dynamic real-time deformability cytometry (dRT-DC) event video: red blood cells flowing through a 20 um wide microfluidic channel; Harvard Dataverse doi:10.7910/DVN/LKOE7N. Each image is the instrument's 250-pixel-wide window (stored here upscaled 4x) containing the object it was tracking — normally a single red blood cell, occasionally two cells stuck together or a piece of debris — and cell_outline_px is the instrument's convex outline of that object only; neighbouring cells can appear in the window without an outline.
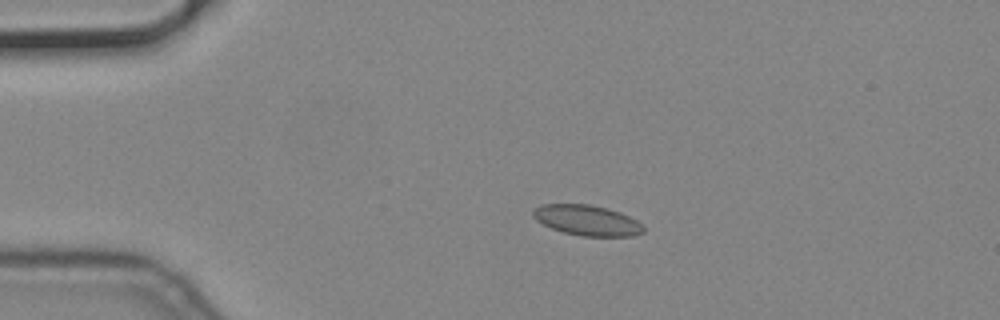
{"species": "common noctule bat (a hibernating species)", "species_latin": "Nyctalus noctula", "temperature_condition": "cold", "stored_images_in_passage": 4, "camera_frame_rate_fps": 3000, "um_per_image_px": 0.085, "animal": {"sex": "male", "body_mass_g": 19.2, "forearm_length_mm": 51.8}, "frame": {"image": 1, "passage_image": 2, "time_ms": 0.333, "image_size_px": [1000, 320], "cell_outline_px": [[644, 232], [632, 236], [580, 236], [564, 232], [552, 228], [536, 220], [532, 216], [532, 212], [540, 204], [588, 204], [620, 212], [636, 220], [644, 228]], "centroid_in_image_um": [49.88, 18.73], "position_along_channel_um": 35.1, "area_um2": 19.36}}
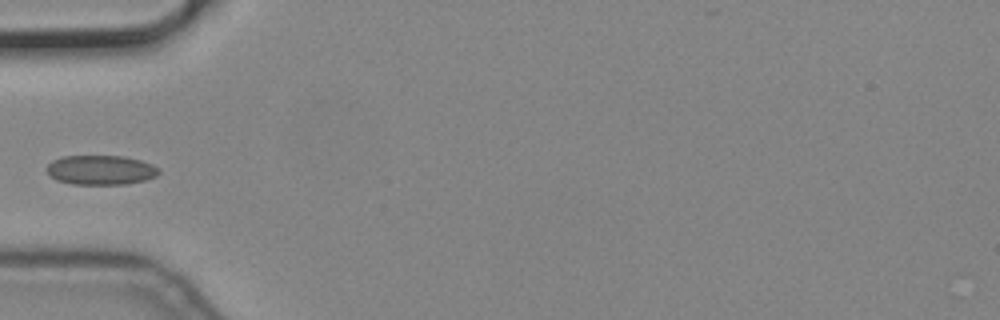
{"frame": {"image": 2, "passage_image": 4, "time_ms": 1.0, "image_size_px": [1000, 320], "cell_outline_px": [[160, 172], [156, 176], [144, 180], [124, 184], [72, 184], [56, 180], [44, 168], [52, 160], [64, 156], [124, 156], [140, 160], [152, 164]], "centroid_in_image_um": [8.53, 14.44], "position_along_channel_um": 76.5, "area_um2": 19.19}}